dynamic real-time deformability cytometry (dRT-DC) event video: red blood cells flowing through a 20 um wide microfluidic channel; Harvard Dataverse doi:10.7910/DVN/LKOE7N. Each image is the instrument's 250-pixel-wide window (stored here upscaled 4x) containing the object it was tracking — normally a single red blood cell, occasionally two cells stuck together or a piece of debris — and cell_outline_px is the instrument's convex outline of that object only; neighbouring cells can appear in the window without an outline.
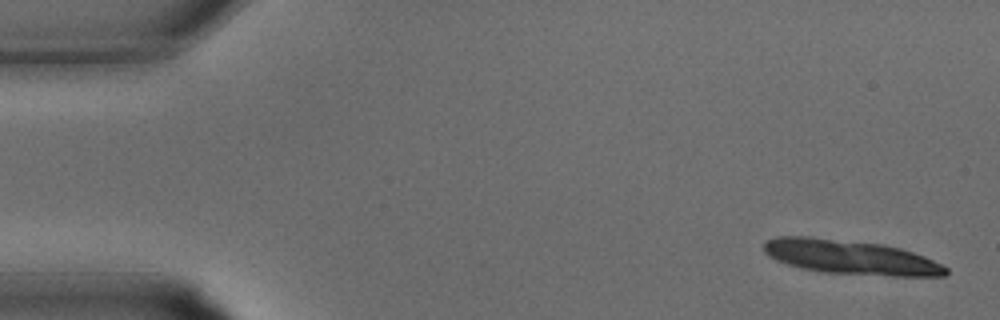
{"species": "common noctule bat (a hibernating species)", "species_latin": "Nyctalus noctula", "temperature_condition": "warm", "stored_images_in_passage": 34, "segment_of_instrument_passage": [1, 2], "camera_frame_rate_fps": 3000, "um_per_image_px": 0.085, "animal": {"sex": "male", "body_mass_g": 15.6}, "frame": {"image": 1, "passage_image": 1, "time_ms": 0.0, "image_size_px": [1000, 320], "cell_outline_px": [[948, 272], [944, 276], [892, 276], [824, 272], [800, 268], [776, 260], [764, 252], [764, 240], [776, 236], [812, 236], [884, 244], [900, 248], [924, 256], [948, 268]], "centroid_in_image_um": [72.26, 21.85], "position_along_channel_um": 12.7, "area_um2": 36.59}}